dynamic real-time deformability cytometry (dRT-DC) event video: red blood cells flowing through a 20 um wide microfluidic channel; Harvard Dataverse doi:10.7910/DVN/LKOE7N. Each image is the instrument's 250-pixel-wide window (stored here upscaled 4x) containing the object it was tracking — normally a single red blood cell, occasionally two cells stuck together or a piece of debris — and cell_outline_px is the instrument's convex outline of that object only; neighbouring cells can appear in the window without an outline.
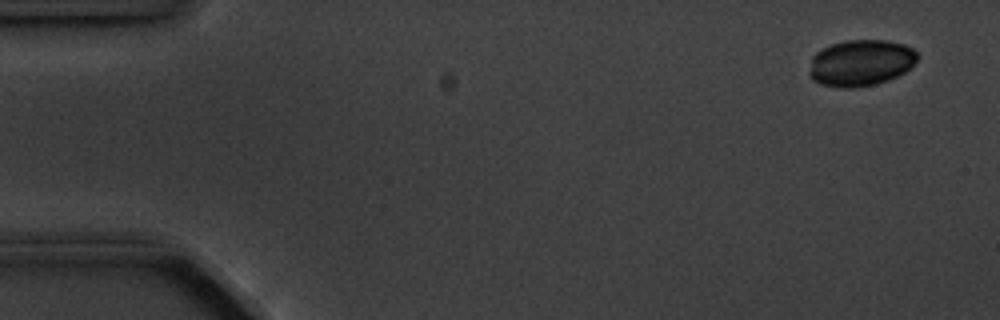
{"species": "common noctule bat (a hibernating species)", "species_latin": "Nyctalus noctula", "temperature_condition": "cold", "stored_images_in_passage": 4, "camera_frame_rate_fps": 3000, "um_per_image_px": 0.085, "animal": {"sex": "male", "body_mass_g": 20.1, "forearm_length_mm": 53.5}, "frame": {"image": 1, "passage_image": 1, "time_ms": 0.0, "image_size_px": [1000, 320], "cell_outline_px": [[916, 60], [904, 72], [888, 80], [876, 84], [856, 88], [840, 88], [820, 84], [812, 80], [808, 76], [808, 72], [812, 56], [816, 52], [832, 44], [848, 40], [884, 40], [904, 44], [912, 48], [916, 52]], "centroid_in_image_um": [73.11, 5.36], "position_along_channel_um": 11.9, "area_um2": 29.25}}